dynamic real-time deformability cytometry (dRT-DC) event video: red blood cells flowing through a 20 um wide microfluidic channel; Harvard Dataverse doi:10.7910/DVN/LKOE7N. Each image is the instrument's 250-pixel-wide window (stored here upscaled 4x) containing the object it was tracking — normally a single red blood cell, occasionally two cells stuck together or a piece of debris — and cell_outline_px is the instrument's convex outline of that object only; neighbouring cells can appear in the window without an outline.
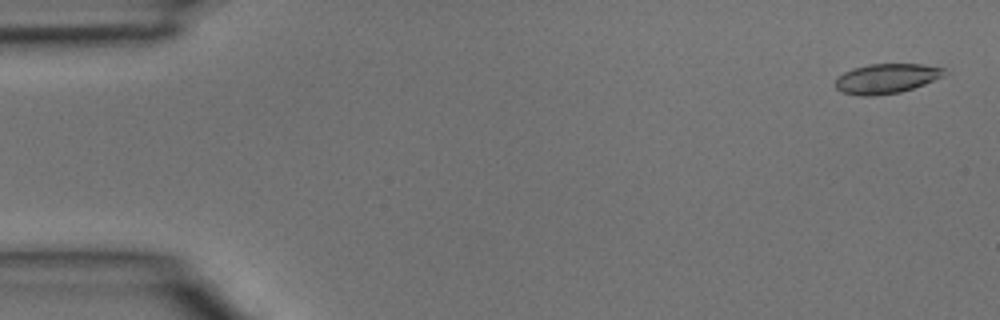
{"species": "common noctule bat (a hibernating species)", "species_latin": "Nyctalus noctula", "temperature_condition": "room temperature", "stored_images_in_passage": 5, "camera_frame_rate_fps": 3000, "um_per_image_px": 0.085, "animal": {"sex": "male", "body_mass_g": 15.6}, "frame": {"image": 1, "passage_image": 1, "time_ms": 0.0, "image_size_px": [1000, 320], "cell_outline_px": [[944, 76], [924, 84], [900, 92], [872, 96], [860, 96], [840, 92], [836, 88], [836, 76], [852, 68], [868, 64], [920, 64], [944, 68]], "centroid_in_image_um": [75.29, 6.68], "position_along_channel_um": 9.7, "area_um2": 18.9}}
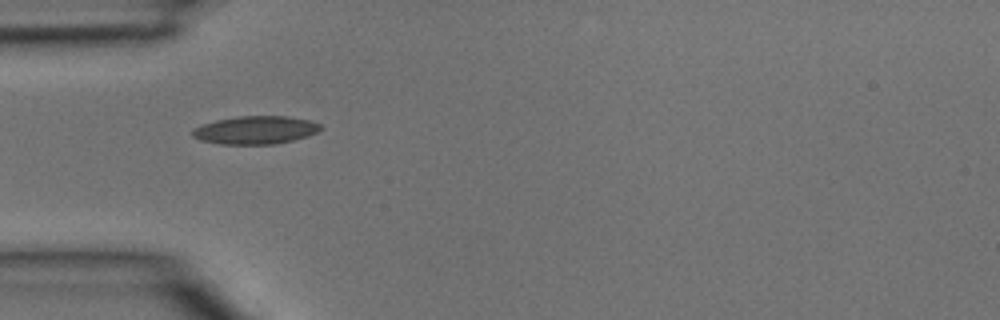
{"frame": {"image": 2, "passage_image": 4, "time_ms": 1.0, "image_size_px": [1000, 320], "cell_outline_px": [[324, 128], [308, 136], [292, 140], [272, 144], [220, 144], [200, 140], [192, 136], [192, 132], [196, 128], [204, 124], [216, 120], [240, 116], [288, 116], [308, 120], [320, 124]], "centroid_in_image_um": [21.74, 11.05], "position_along_channel_um": 63.3, "area_um2": 20.75}}